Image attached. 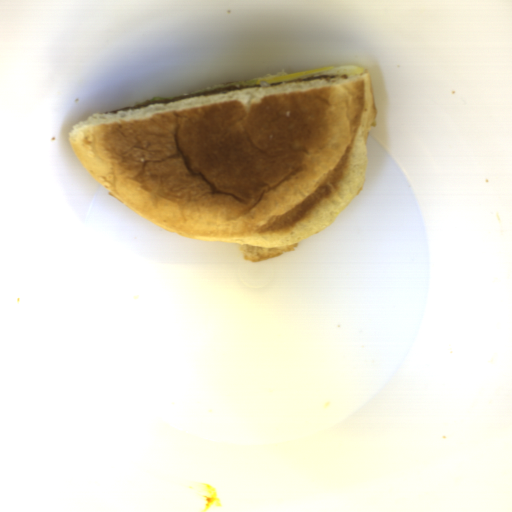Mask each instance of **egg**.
<instances>
[{
	"label": "egg",
	"instance_id": "1",
	"mask_svg": "<svg viewBox=\"0 0 512 512\" xmlns=\"http://www.w3.org/2000/svg\"><path fill=\"white\" fill-rule=\"evenodd\" d=\"M363 71L364 68L360 67L359 65L328 66L304 70L295 73H285L281 71L255 80H257L258 84H271L284 81L331 75H346L347 77H352L359 73H363Z\"/></svg>",
	"mask_w": 512,
	"mask_h": 512
}]
</instances>
